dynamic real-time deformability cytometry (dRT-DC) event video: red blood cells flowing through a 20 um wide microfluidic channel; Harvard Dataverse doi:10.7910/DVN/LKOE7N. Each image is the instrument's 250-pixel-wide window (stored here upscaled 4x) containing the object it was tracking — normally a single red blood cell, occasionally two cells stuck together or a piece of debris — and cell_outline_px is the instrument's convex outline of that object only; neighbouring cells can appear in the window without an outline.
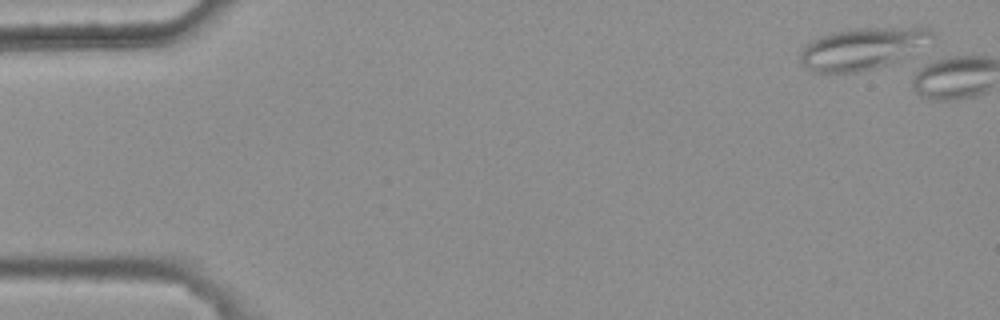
{"species": "common noctule bat (a hibernating species)", "species_latin": "Nyctalus noctula", "temperature_condition": "warm", "stored_images_in_passage": 2, "camera_frame_rate_fps": 3000, "um_per_image_px": 0.085, "animal": {"sex": "female", "body_mass_g": 25.1}, "frame": {"image": 1, "passage_image": 1, "time_ms": 0.0, "image_size_px": [1000, 320], "cell_outline_px": [[936, 36], [908, 60], [856, 72], [812, 72], [800, 64], [800, 52], [812, 40], [820, 36], [832, 32], [856, 28], [932, 28]], "centroid_in_image_um": [73.39, 4.14], "position_along_channel_um": 11.6, "area_um2": 32.66}}